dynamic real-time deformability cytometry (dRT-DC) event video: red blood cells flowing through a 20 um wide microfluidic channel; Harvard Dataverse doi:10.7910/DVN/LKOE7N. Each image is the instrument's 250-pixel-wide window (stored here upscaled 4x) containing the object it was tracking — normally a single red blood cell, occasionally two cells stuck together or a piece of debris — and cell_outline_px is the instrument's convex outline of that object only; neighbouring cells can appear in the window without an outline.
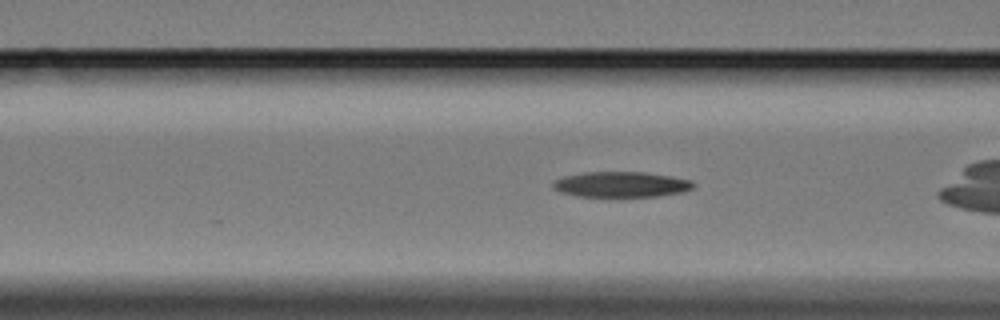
{"species": "Egyptian fruit bat (a non-hibernating species)", "species_latin": "Rousettus aegyptiacus", "temperature_condition": "cold", "stored_images_in_passage": 25, "camera_frame_rate_fps": 3000, "um_per_image_px": 0.085, "animal": {"sex": "female"}, "frame": {"image": 1, "passage_image": 4, "time_ms": 1.0, "image_size_px": [1000, 320], "cell_outline_px": [[696, 184], [692, 188], [680, 192], [660, 196], [608, 200], [580, 196], [560, 192], [552, 188], [552, 184], [556, 180], [564, 176], [584, 172], [644, 172], [672, 176], [692, 180]], "centroid_in_image_um": [52.79, 15.72], "position_along_channel_um": 113.8, "area_um2": 21.91}}
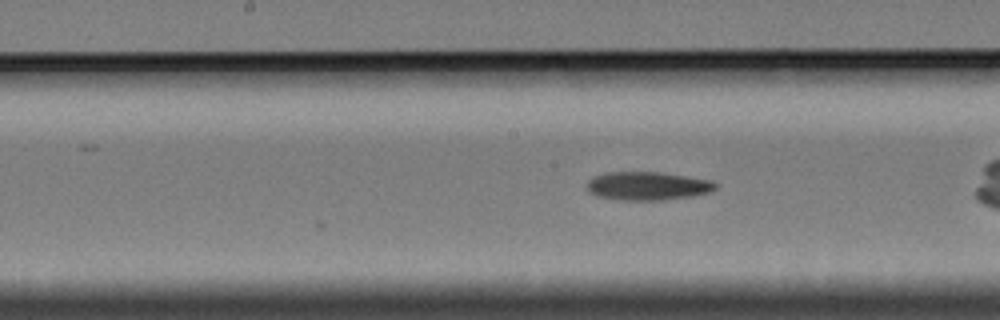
{"frame": {"image": 2, "passage_image": 11, "time_ms": 3.333, "image_size_px": [1000, 320], "cell_outline_px": [[716, 188], [708, 192], [692, 196], [664, 200], [620, 200], [596, 196], [588, 188], [588, 180], [596, 176], [608, 172], [660, 172], [712, 180], [716, 184]], "centroid_in_image_um": [55.06, 15.81], "position_along_channel_um": 193.1, "area_um2": 21.1}}
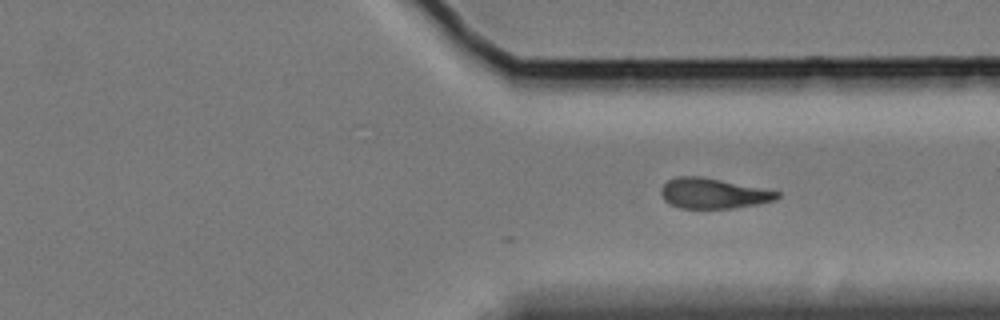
{"frame": {"image": 3, "passage_image": 25, "time_ms": 8.0, "image_size_px": [1000, 320], "cell_outline_px": [[780, 196], [776, 200], [756, 204], [732, 208], [680, 208], [664, 200], [660, 192], [660, 188], [668, 180], [676, 176], [700, 176], [780, 192]], "centroid_in_image_um": [60.59, 16.44], "position_along_channel_um": 350.8, "area_um2": 20.23}}